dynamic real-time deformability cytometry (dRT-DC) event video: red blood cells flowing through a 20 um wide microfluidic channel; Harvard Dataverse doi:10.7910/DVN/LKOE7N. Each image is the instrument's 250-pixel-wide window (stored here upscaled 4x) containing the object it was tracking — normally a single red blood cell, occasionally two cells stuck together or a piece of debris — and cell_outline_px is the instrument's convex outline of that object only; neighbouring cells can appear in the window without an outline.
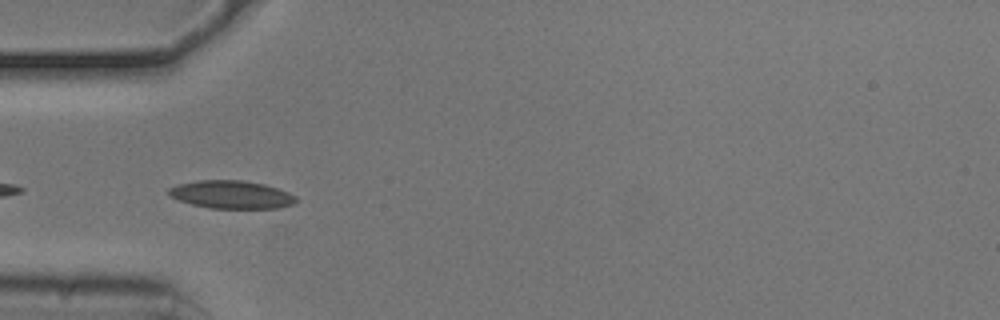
{"species": "common noctule bat (a hibernating species)", "species_latin": "Nyctalus noctula", "temperature_condition": "cold", "stored_images_in_passage": 8, "camera_frame_rate_fps": 3000, "um_per_image_px": 0.085, "animal": {"sex": "male", "body_mass_g": 20.5, "forearm_length_mm": 52.5}, "frame": {"image": 1, "passage_image": 2, "time_ms": 0.333, "image_size_px": [1000, 320], "cell_outline_px": [[300, 200], [296, 204], [280, 208], [208, 208], [192, 204], [168, 196], [168, 188], [176, 184], [196, 180], [244, 180], [264, 184], [288, 192], [296, 196]], "centroid_in_image_um": [19.69, 16.54], "position_along_channel_um": 65.3, "area_um2": 21.04}}
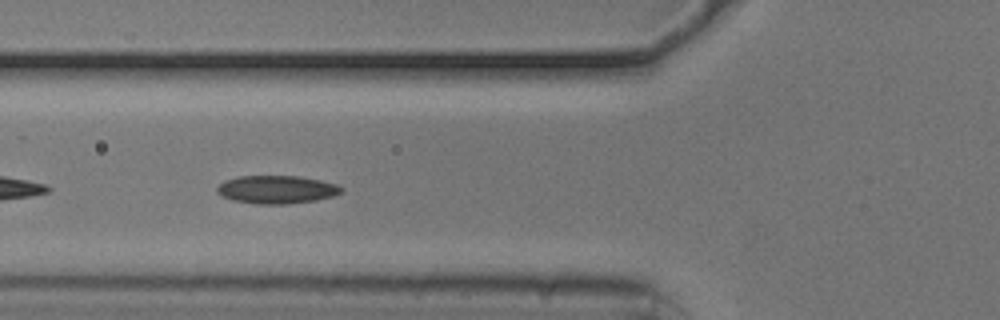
{"frame": {"image": 2, "passage_image": 5, "time_ms": 1.333, "image_size_px": [1000, 320], "cell_outline_px": [[344, 188], [340, 192], [332, 196], [316, 200], [288, 204], [256, 204], [232, 200], [216, 192], [216, 188], [224, 180], [236, 176], [300, 176], [320, 180], [336, 184]], "centroid_in_image_um": [23.49, 16.1], "position_along_channel_um": 102.3, "area_um2": 20.35}}